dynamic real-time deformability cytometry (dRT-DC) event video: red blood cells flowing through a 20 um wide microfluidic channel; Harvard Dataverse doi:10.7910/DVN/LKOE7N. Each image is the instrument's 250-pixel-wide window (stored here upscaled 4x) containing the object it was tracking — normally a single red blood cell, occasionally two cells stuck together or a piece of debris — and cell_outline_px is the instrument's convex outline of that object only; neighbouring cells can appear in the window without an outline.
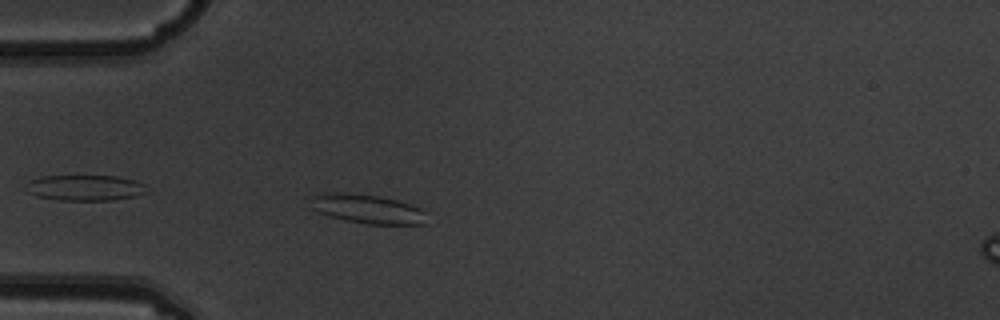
{"species": "common noctule bat (a hibernating species)", "species_latin": "Nyctalus noctula", "temperature_condition": "warm", "stored_images_in_passage": 4, "camera_frame_rate_fps": 3000, "um_per_image_px": 0.085, "animal": {"sex": "male", "body_mass_g": 19.5, "forearm_length_mm": 54.6}, "frame": {"image": 1, "passage_image": 4, "time_ms": 1.0, "image_size_px": [1000, 320], "cell_outline_px": [[428, 224], [368, 224], [344, 220], [308, 208], [312, 196], [324, 192], [344, 192], [376, 196], [396, 200], [412, 204], [428, 212]], "centroid_in_image_um": [31.26, 17.76], "position_along_channel_um": 53.7, "area_um2": 20.0}}